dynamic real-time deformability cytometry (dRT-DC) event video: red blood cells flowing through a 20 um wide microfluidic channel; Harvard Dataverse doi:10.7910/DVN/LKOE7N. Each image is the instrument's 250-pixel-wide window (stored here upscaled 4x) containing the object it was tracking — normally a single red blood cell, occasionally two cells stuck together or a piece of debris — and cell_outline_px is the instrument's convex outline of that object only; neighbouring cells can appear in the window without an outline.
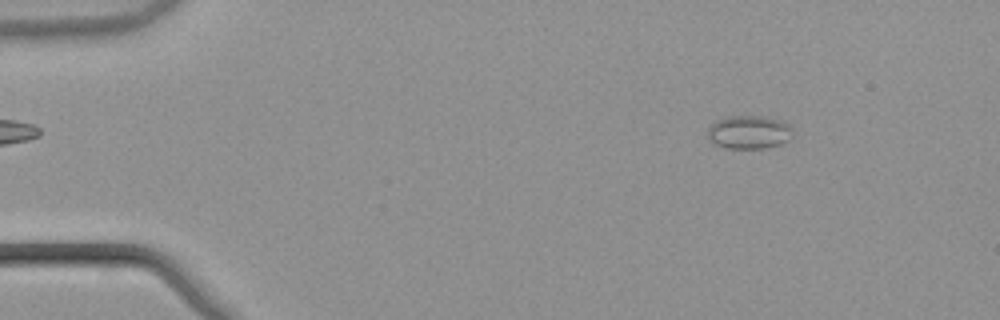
{"species": "common noctule bat (a hibernating species)", "species_latin": "Nyctalus noctula", "temperature_condition": "warm", "stored_images_in_passage": 53, "camera_frame_rate_fps": 3000, "um_per_image_px": 0.085, "animal": {"sex": "male", "body_mass_g": 21.5, "forearm_length_mm": 52.0}, "frame": {"image": 1, "passage_image": 7, "time_ms": 2.0, "image_size_px": [1000, 320], "cell_outline_px": [[792, 128], [788, 140], [780, 144], [764, 148], [724, 148], [716, 144], [708, 136], [708, 128], [716, 120], [728, 116], [764, 116], [784, 120]], "centroid_in_image_um": [63.67, 11.22], "position_along_channel_um": 21.3, "area_um2": 16.47}}
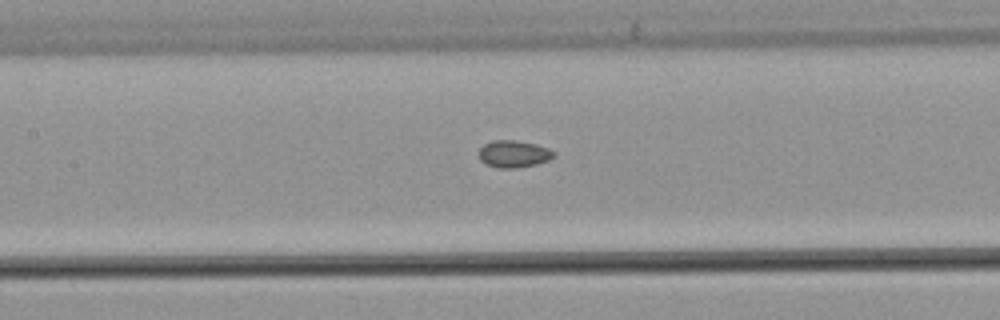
{"frame": {"image": 2, "passage_image": 25, "time_ms": 8.0, "image_size_px": [1000, 320], "cell_outline_px": [[556, 156], [548, 160], [536, 164], [516, 168], [500, 168], [488, 164], [480, 160], [476, 152], [484, 144], [492, 140], [516, 140], [536, 144], [548, 148], [556, 152]], "centroid_in_image_um": [43.66, 13.07], "position_along_channel_um": 163.7, "area_um2": 11.96}}
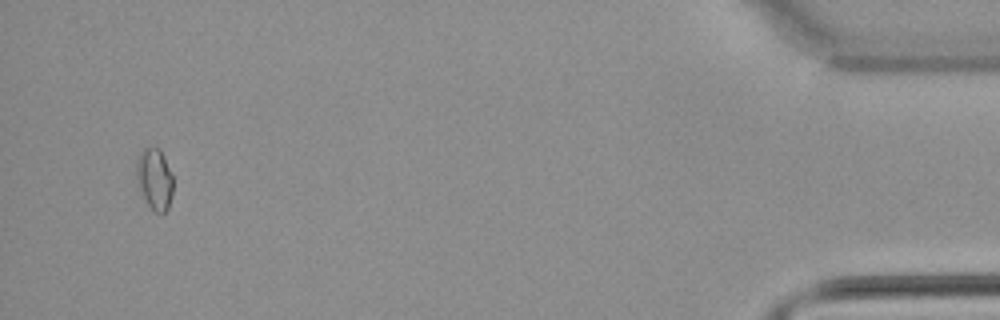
{"frame": {"image": 3, "passage_image": 51, "time_ms": 16.667, "image_size_px": [1000, 320], "cell_outline_px": [[172, 192], [168, 208], [164, 212], [156, 212], [148, 204], [140, 188], [136, 176], [136, 164], [140, 152], [144, 148], [160, 148], [164, 156], [172, 176]], "centroid_in_image_um": [13.14, 15.18], "position_along_channel_um": 422.1, "area_um2": 12.72}, "authors_computed_cell_mechanics": {"area_um2": 11.9068, "velocity_mm_per_s": 3.8913, "shape_relaxation_time_tau1_ms": null, "shape_relaxation_time_tau2_ms": 2.4785, "deformation_change_tau1": null, "deformation_change_tau2": 0.0511}}